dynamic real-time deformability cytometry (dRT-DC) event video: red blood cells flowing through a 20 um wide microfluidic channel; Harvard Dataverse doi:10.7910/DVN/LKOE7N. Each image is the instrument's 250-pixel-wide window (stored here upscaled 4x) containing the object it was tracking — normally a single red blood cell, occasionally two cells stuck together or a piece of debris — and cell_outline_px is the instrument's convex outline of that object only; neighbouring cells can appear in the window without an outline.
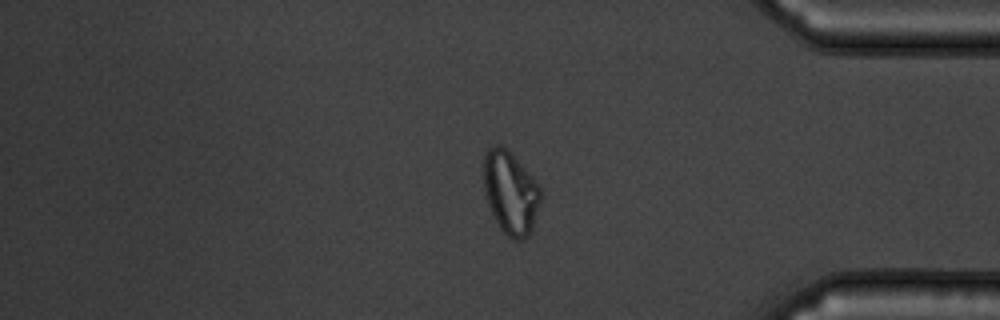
{"species": "common noctule bat (a hibernating species)", "species_latin": "Nyctalus noctula", "temperature_condition": "warm", "stored_images_in_passage": 54, "camera_frame_rate_fps": 3000, "um_per_image_px": 0.085, "animal": {"sex": "male", "body_mass_g": 19.5, "forearm_length_mm": 54.6}, "frame": {"image": 1, "passage_image": 46, "time_ms": 15.0, "image_size_px": [1000, 320], "cell_outline_px": [[540, 204], [532, 228], [528, 236], [524, 240], [512, 240], [500, 228], [484, 196], [484, 156], [488, 148], [496, 144], [504, 144], [508, 148], [540, 184]], "centroid_in_image_um": [43.4, 16.33], "position_along_channel_um": 391.8, "area_um2": 27.92}}